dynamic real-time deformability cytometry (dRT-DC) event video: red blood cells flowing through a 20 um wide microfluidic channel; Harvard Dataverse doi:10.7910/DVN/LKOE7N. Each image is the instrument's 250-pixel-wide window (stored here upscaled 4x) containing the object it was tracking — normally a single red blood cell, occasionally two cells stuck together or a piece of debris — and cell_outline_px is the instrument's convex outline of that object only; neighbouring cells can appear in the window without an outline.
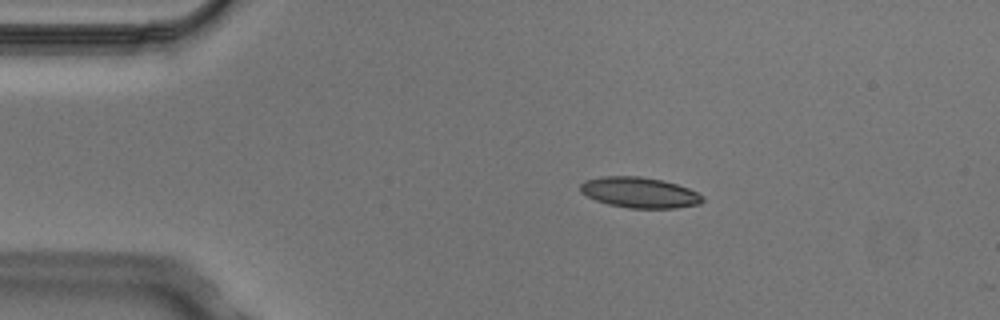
{"species": "Egyptian fruit bat (a non-hibernating species)", "species_latin": "Rousettus aegyptiacus", "temperature_condition": "cold", "stored_images_in_passage": 3, "camera_frame_rate_fps": 3000, "um_per_image_px": 0.085, "animal": {"sex": "male"}, "frame": {"image": 1, "passage_image": 1, "time_ms": 0.0, "image_size_px": [1000, 320], "cell_outline_px": [[704, 200], [700, 204], [676, 208], [628, 208], [608, 204], [596, 200], [580, 192], [580, 184], [584, 180], [604, 176], [640, 176], [664, 180], [688, 188], [704, 196]], "centroid_in_image_um": [54.36, 16.36], "position_along_channel_um": 30.6, "area_um2": 21.91}}
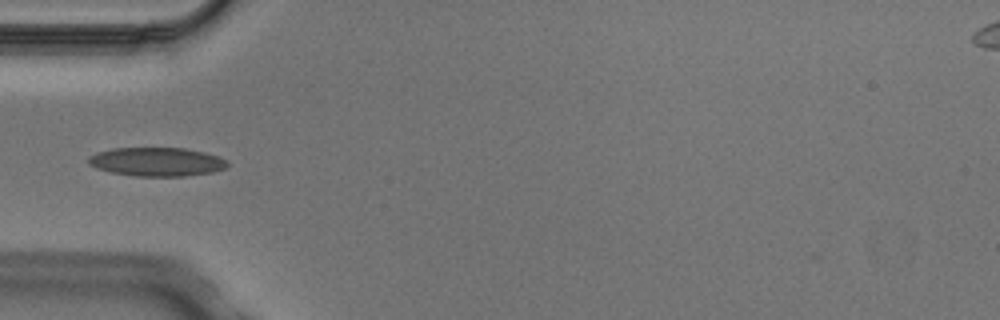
{"frame": {"image": 2, "passage_image": 3, "time_ms": 0.667, "image_size_px": [1000, 320], "cell_outline_px": [[228, 164], [224, 168], [212, 172], [184, 176], [136, 176], [112, 172], [96, 168], [88, 164], [88, 156], [96, 152], [112, 148], [184, 148], [204, 152], [220, 156], [228, 160]], "centroid_in_image_um": [13.32, 13.74], "position_along_channel_um": 71.7, "area_um2": 23.35}}